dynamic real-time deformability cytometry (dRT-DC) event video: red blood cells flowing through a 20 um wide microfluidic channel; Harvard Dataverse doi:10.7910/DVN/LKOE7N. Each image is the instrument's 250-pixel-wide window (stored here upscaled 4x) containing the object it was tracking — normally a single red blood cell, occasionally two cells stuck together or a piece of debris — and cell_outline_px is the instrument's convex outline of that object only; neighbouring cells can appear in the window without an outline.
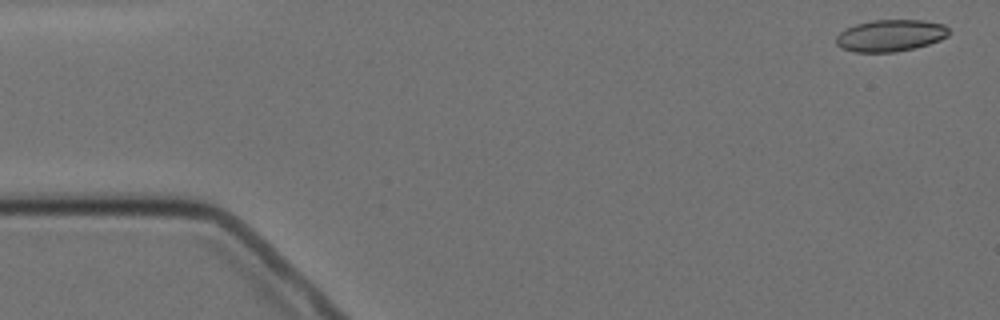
{"species": "Egyptian fruit bat (a non-hibernating species)", "species_latin": "Rousettus aegyptiacus", "temperature_condition": "cold", "stored_images_in_passage": 5, "camera_frame_rate_fps": 3000, "um_per_image_px": 0.085, "animal": {"sex": "female"}, "frame": {"image": 1, "passage_image": 1, "time_ms": 0.0, "image_size_px": [1000, 320], "cell_outline_px": [[948, 36], [940, 40], [916, 48], [896, 52], [852, 52], [840, 48], [836, 44], [836, 36], [844, 28], [856, 24], [872, 20], [924, 20], [944, 24], [948, 28]], "centroid_in_image_um": [75.66, 3.02], "position_along_channel_um": 9.3, "area_um2": 21.15}}
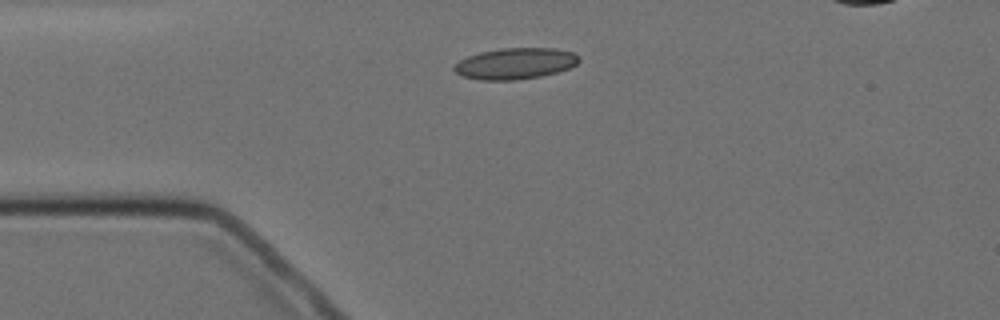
{"frame": {"image": 2, "passage_image": 4, "time_ms": 3.667, "image_size_px": [1000, 320], "cell_outline_px": [[580, 60], [576, 64], [568, 68], [556, 72], [540, 76], [516, 80], [480, 80], [460, 76], [452, 68], [460, 60], [468, 56], [480, 52], [500, 48], [556, 48], [572, 52], [580, 56]], "centroid_in_image_um": [43.79, 5.4], "position_along_channel_um": 41.2, "area_um2": 22.72}}